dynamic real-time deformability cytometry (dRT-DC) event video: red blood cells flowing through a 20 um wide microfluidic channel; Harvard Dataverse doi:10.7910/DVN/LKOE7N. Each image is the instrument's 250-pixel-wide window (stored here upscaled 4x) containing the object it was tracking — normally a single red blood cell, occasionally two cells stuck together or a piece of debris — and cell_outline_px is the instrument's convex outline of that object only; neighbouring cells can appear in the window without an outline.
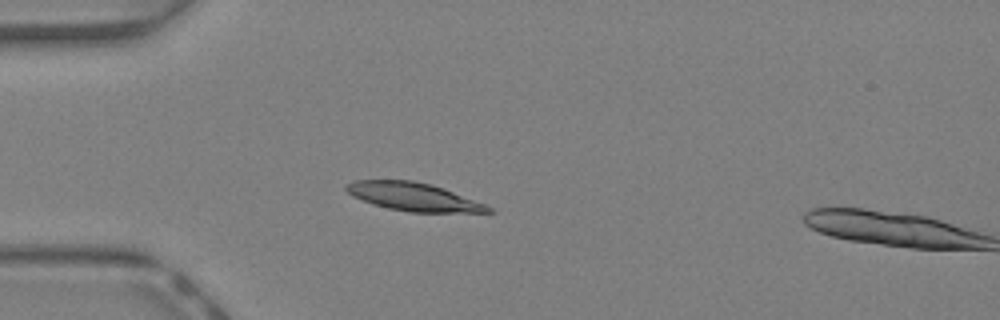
{"species": "Egyptian fruit bat (a non-hibernating species)", "species_latin": "Rousettus aegyptiacus", "temperature_condition": "warm", "stored_images_in_passage": 4, "camera_frame_rate_fps": 3000, "um_per_image_px": 0.085, "animal": {"sex": "female"}, "frame": {"image": 1, "passage_image": 3, "time_ms": 0.667, "image_size_px": [1000, 320], "cell_outline_px": [[496, 212], [408, 212], [388, 208], [372, 204], [352, 196], [344, 188], [344, 184], [352, 180], [412, 180], [432, 184], [444, 188], [484, 204], [492, 208]], "centroid_in_image_um": [35.09, 16.71], "position_along_channel_um": 49.9, "area_um2": 23.35}}